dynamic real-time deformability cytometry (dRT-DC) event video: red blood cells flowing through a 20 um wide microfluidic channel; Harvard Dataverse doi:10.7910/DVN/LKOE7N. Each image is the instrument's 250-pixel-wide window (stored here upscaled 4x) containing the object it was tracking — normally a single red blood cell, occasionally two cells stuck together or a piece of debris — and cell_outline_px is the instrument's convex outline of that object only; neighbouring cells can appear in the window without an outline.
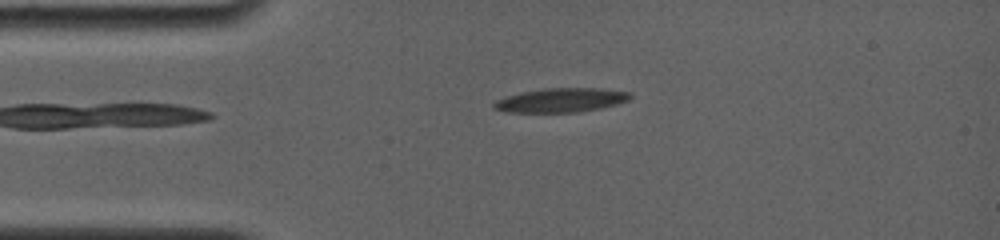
{"species": "common noctule bat (a hibernating species)", "species_latin": "Nyctalus noctula", "temperature_condition": "room temperature", "stored_images_in_passage": 3, "camera_frame_rate_fps": 4000, "um_per_image_px": 0.085, "animal": {"sex": "female", "body_mass_g": 19.0, "forearm_length_mm": 56.7}, "frame": {"image": 1, "passage_image": 2, "time_ms": 1.0, "image_size_px": [1000, 240], "cell_outline_px": [[632, 96], [628, 100], [616, 104], [600, 108], [576, 112], [508, 112], [492, 108], [492, 104], [496, 100], [504, 96], [520, 92], [544, 88], [600, 88], [632, 92]], "centroid_in_image_um": [47.66, 8.5], "position_along_channel_um": 37.3, "area_um2": 19.25}}